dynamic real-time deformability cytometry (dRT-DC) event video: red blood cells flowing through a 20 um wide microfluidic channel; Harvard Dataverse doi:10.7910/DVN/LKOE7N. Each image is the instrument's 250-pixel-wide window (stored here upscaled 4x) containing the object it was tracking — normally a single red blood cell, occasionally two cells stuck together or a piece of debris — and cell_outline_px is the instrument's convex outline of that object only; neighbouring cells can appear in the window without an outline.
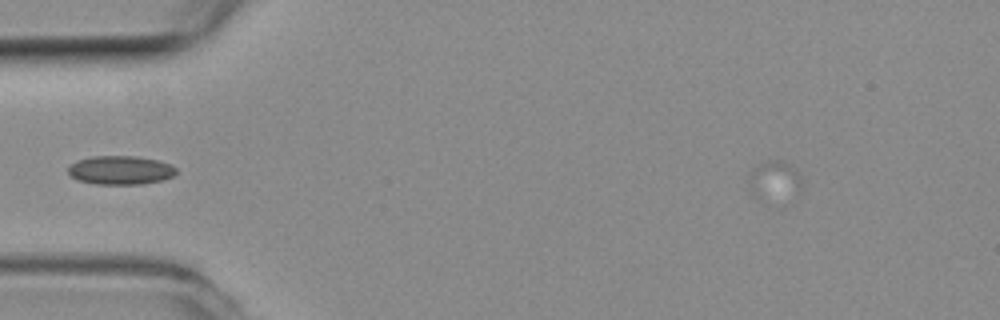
{"species": "common noctule bat (a hibernating species)", "species_latin": "Nyctalus noctula", "temperature_condition": "room temperature", "stored_images_in_passage": 6, "camera_frame_rate_fps": 3000, "um_per_image_px": 0.085, "animal": {"sex": "female", "body_mass_g": 19.3, "forearm_length_mm": 54.1}, "frame": {"image": 1, "passage_image": 1, "time_ms": 0.0, "image_size_px": [1000, 320], "cell_outline_px": [[800, 192], [752, 196], [752, 172], [760, 164], [768, 160], [784, 160], [796, 168], [800, 176]], "centroid_in_image_um": [65.9, 15.18], "position_along_channel_um": 19.1, "area_um2": 10.52}}